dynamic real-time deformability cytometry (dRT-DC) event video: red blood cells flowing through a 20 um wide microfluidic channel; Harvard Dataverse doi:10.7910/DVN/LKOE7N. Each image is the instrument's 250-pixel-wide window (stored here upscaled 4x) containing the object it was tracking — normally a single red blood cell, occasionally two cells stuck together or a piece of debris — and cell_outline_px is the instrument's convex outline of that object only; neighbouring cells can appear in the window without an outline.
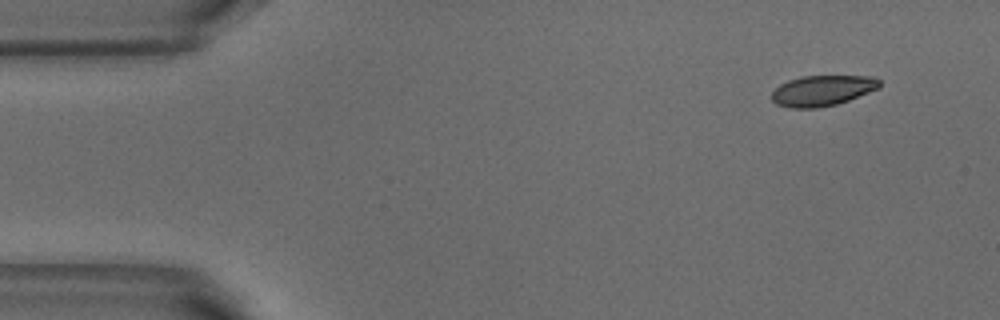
{"species": "common noctule bat (a hibernating species)", "species_latin": "Nyctalus noctula", "temperature_condition": "warm", "stored_images_in_passage": 4, "camera_frame_rate_fps": 3000, "um_per_image_px": 0.085, "animal": {"sex": "male", "body_mass_g": 18.8}, "frame": {"image": 1, "passage_image": 1, "time_ms": 0.0, "image_size_px": [1000, 320], "cell_outline_px": [[880, 88], [848, 100], [836, 104], [816, 108], [792, 108], [776, 104], [772, 100], [772, 92], [780, 84], [788, 80], [800, 76], [872, 76], [880, 80]], "centroid_in_image_um": [69.9, 7.69], "position_along_channel_um": 15.1, "area_um2": 19.19}}
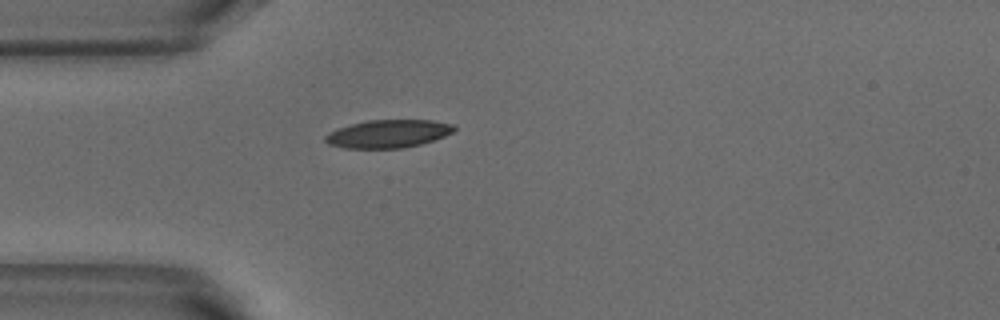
{"frame": {"image": 2, "passage_image": 4, "time_ms": 1.0, "image_size_px": [1000, 320], "cell_outline_px": [[456, 128], [452, 132], [444, 136], [420, 144], [404, 148], [344, 148], [328, 144], [324, 140], [324, 136], [328, 132], [336, 128], [368, 120], [432, 120], [452, 124]], "centroid_in_image_um": [32.95, 11.37], "position_along_channel_um": 52.1, "area_um2": 20.98}}